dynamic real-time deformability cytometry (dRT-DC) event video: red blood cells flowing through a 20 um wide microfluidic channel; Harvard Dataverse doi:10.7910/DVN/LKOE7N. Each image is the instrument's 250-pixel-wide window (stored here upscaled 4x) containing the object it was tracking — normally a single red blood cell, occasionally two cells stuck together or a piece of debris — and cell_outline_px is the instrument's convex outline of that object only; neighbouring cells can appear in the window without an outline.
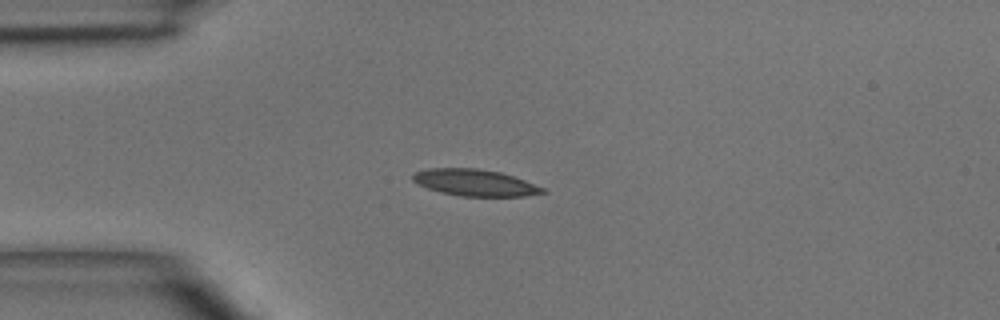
{"species": "common noctule bat (a hibernating species)", "species_latin": "Nyctalus noctula", "temperature_condition": "room temperature", "stored_images_in_passage": 3, "camera_frame_rate_fps": 3000, "um_per_image_px": 0.085, "animal": {"sex": "male", "body_mass_g": 15.6}, "frame": {"image": 1, "passage_image": 2, "time_ms": 1.333, "image_size_px": [1000, 320], "cell_outline_px": [[548, 192], [524, 196], [460, 196], [440, 192], [428, 188], [412, 180], [412, 176], [416, 172], [428, 168], [476, 168], [500, 172], [524, 180], [544, 188]], "centroid_in_image_um": [40.37, 15.52], "position_along_channel_um": 44.6, "area_um2": 19.94}}